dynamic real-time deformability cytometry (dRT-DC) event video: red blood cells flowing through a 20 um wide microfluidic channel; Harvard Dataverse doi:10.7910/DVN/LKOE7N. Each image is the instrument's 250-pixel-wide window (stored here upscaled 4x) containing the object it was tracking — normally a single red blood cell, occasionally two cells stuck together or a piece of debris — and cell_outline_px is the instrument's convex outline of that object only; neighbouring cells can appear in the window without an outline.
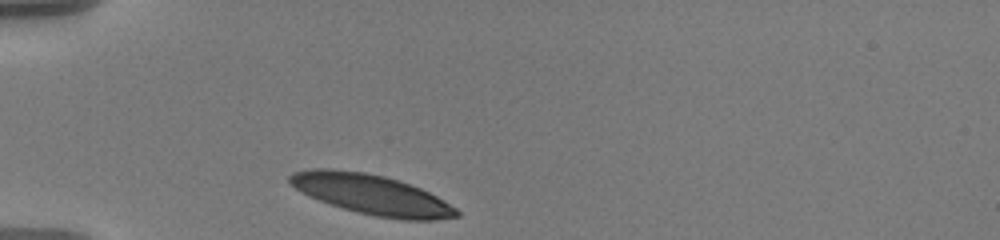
{"species": "human", "species_latin": "Homo sapiens", "temperature_condition": "warm", "stored_images_in_passage": 33, "camera_frame_rate_fps": 3000, "um_per_image_px": 0.085, "donor": {"sex": "male"}, "frame": {"image": 1, "passage_image": 1, "time_ms": 0.0, "image_size_px": [1000, 240], "cell_outline_px": [[460, 216], [436, 220], [404, 220], [376, 216], [356, 212], [308, 196], [296, 188], [288, 180], [288, 176], [292, 172], [312, 168], [328, 168], [364, 172], [384, 176], [420, 188], [436, 196], [456, 208], [460, 212]], "centroid_in_image_um": [31.58, 16.53], "position_along_channel_um": 53.4, "area_um2": 38.55}}
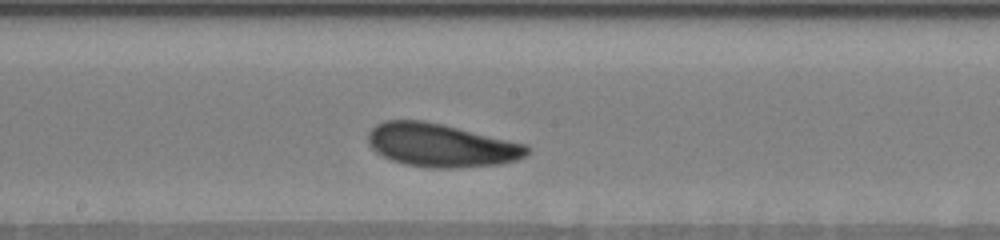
{"frame": {"image": 2, "passage_image": 16, "time_ms": 5.0, "image_size_px": [1000, 240], "cell_outline_px": [[528, 152], [524, 156], [516, 160], [500, 164], [452, 168], [432, 168], [404, 164], [392, 160], [376, 152], [368, 144], [368, 132], [376, 124], [384, 120], [424, 120], [444, 124], [528, 144]], "centroid_in_image_um": [37.48, 12.33], "position_along_channel_um": 210.7, "area_um2": 40.29}}
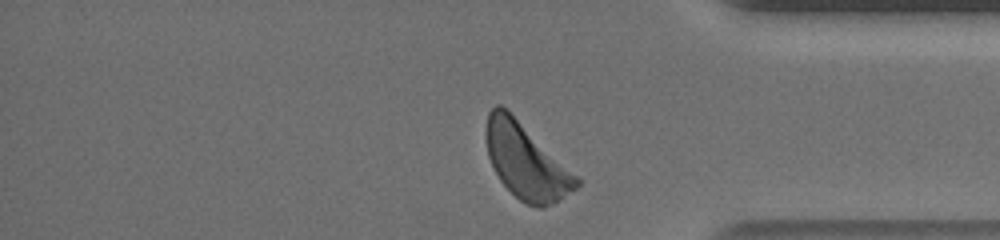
{"frame": {"image": 3, "passage_image": 32, "time_ms": 10.333, "image_size_px": [1000, 240], "cell_outline_px": [[580, 184], [576, 188], [552, 204], [544, 208], [540, 208], [524, 204], [500, 180], [488, 156], [484, 136], [484, 128], [488, 112], [496, 104], [500, 104], [576, 176], [580, 180]], "centroid_in_image_um": [44.65, 13.74], "position_along_channel_um": 390.6, "area_um2": 38.44}, "authors_computed_cell_mechanics": {"area_um2": 39.304, "velocity_mm_per_s": 3.541, "shape_relaxation_time_tau1_ms": 2.7482, "shape_relaxation_time_tau2_ms": 5.28, "deformation_change_tau1": 0.1295, "deformation_change_tau2": 0.138}}